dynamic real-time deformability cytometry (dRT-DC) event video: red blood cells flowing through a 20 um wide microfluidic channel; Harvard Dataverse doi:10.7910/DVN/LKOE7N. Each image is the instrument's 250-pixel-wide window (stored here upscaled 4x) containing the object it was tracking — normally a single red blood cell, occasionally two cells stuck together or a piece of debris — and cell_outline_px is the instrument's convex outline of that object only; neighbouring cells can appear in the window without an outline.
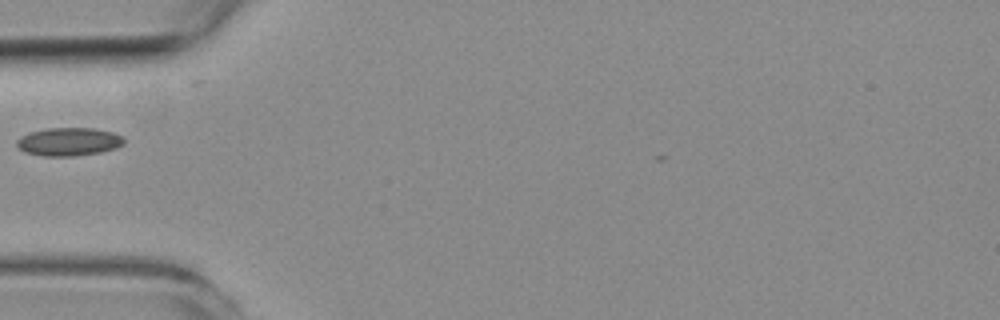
{"species": "common noctule bat (a hibernating species)", "species_latin": "Nyctalus noctula", "temperature_condition": "room temperature", "stored_images_in_passage": 20, "camera_frame_rate_fps": 3000, "um_per_image_px": 0.085, "animal": {"sex": "female", "body_mass_g": 19.3, "forearm_length_mm": 54.1}, "frame": {"image": 1, "passage_image": 1, "time_ms": 0.0, "image_size_px": [1000, 320], "cell_outline_px": [[124, 144], [116, 148], [100, 152], [76, 156], [44, 156], [24, 152], [16, 144], [16, 140], [32, 132], [48, 128], [92, 128], [112, 132], [120, 136], [124, 140]], "centroid_in_image_um": [5.86, 12.05], "position_along_channel_um": 79.1, "area_um2": 17.4}}